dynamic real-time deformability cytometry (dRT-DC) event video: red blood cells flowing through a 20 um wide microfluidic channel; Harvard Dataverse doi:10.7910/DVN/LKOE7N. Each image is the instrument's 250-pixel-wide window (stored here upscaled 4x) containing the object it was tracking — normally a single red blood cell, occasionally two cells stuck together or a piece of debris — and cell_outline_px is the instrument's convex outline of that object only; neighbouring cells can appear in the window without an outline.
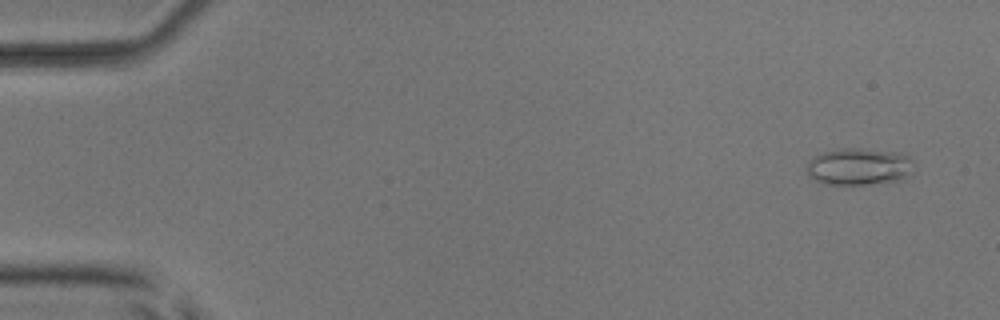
{"species": "common noctule bat (a hibernating species)", "species_latin": "Nyctalus noctula", "temperature_condition": "room temperature", "stored_images_in_passage": 8, "camera_frame_rate_fps": 3000, "um_per_image_px": 0.085, "animal": {"sex": "male", "body_mass_g": 17.9, "forearm_length_mm": 54.2}, "frame": {"image": 1, "passage_image": 1, "time_ms": 0.0, "image_size_px": [1000, 320], "cell_outline_px": [[912, 172], [900, 180], [864, 184], [824, 184], [812, 180], [808, 176], [808, 160], [824, 152], [836, 148], [860, 148], [900, 152], [908, 156], [912, 160]], "centroid_in_image_um": [72.99, 14.15], "position_along_channel_um": 12.0, "area_um2": 23.18}}
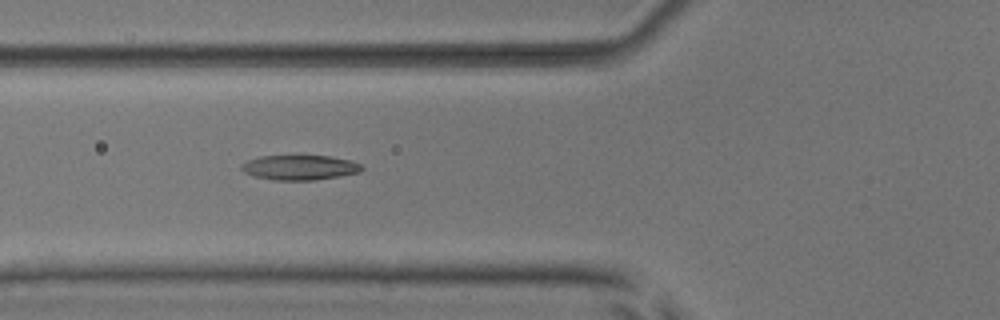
{"frame": {"image": 2, "passage_image": 6, "time_ms": 5.667, "image_size_px": [1000, 320], "cell_outline_px": [[364, 168], [360, 172], [312, 180], [272, 180], [256, 176], [244, 172], [240, 168], [240, 164], [248, 160], [260, 156], [328, 156], [352, 160], [360, 164]], "centroid_in_image_um": [25.46, 14.23], "position_along_channel_um": 100.3, "area_um2": 17.28}}
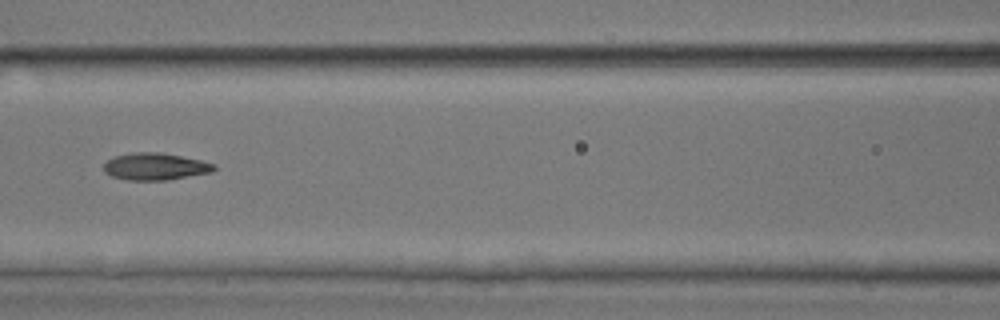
{"frame": {"image": 3, "passage_image": 7, "time_ms": 7.0, "image_size_px": [1000, 320], "cell_outline_px": [[216, 168], [212, 172], [168, 180], [128, 180], [112, 176], [104, 172], [104, 164], [112, 156], [132, 152], [160, 152], [200, 160], [216, 164]], "centroid_in_image_um": [13.18, 14.15], "position_along_channel_um": 153.4, "area_um2": 17.46}}